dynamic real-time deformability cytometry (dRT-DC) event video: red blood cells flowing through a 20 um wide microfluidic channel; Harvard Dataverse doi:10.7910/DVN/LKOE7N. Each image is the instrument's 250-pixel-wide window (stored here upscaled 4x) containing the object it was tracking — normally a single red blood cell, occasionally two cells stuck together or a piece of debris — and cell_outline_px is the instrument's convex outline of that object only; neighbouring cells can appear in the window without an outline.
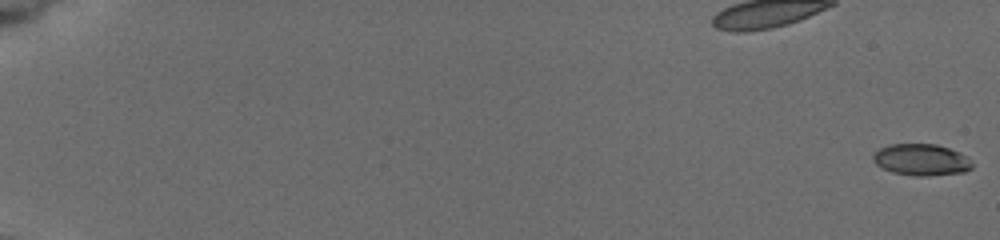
{"species": "common noctule bat (a hibernating species)", "species_latin": "Nyctalus noctula", "temperature_condition": "cold", "stored_images_in_passage": 11, "camera_frame_rate_fps": 3000, "um_per_image_px": 0.085, "animal": {"sex": "female", "body_mass_g": 19.5, "forearm_length_mm": 54.1}, "frame": {"image": 1, "passage_image": 1, "time_ms": 0.0, "image_size_px": [1000, 240], "cell_outline_px": [[972, 168], [964, 172], [928, 176], [916, 176], [892, 172], [876, 164], [872, 160], [872, 152], [888, 144], [936, 144], [960, 152], [972, 164]], "centroid_in_image_um": [78.26, 13.57], "position_along_channel_um": 6.7, "area_um2": 18.21}}
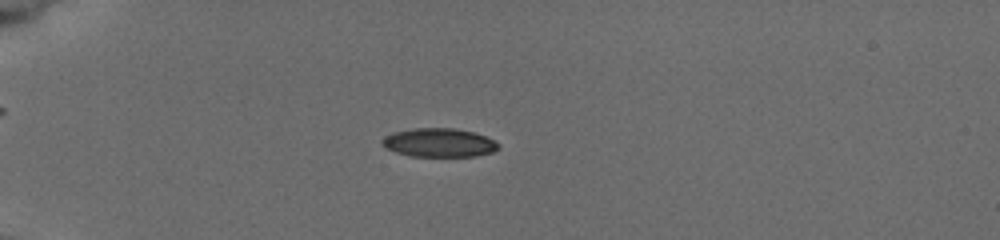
{"frame": {"image": 2, "passage_image": 7, "time_ms": 5.667, "image_size_px": [1000, 240], "cell_outline_px": [[500, 148], [492, 152], [476, 156], [408, 156], [396, 152], [380, 144], [380, 140], [384, 136], [392, 132], [412, 128], [456, 128], [472, 132], [484, 136], [500, 144]], "centroid_in_image_um": [37.28, 12.12], "position_along_channel_um": 47.7, "area_um2": 19.54}}
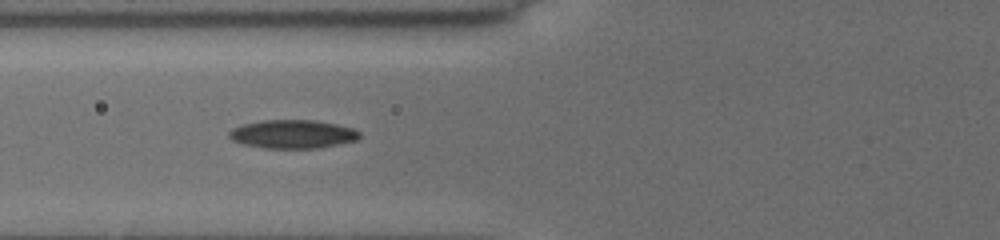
{"frame": {"image": 3, "passage_image": 10, "time_ms": 8.0, "image_size_px": [1000, 240], "cell_outline_px": [[360, 140], [320, 148], [264, 148], [240, 144], [232, 140], [228, 136], [228, 132], [232, 128], [240, 124], [260, 120], [316, 120], [356, 128], [360, 132]], "centroid_in_image_um": [24.88, 11.4], "position_along_channel_um": 100.9, "area_um2": 22.2}}